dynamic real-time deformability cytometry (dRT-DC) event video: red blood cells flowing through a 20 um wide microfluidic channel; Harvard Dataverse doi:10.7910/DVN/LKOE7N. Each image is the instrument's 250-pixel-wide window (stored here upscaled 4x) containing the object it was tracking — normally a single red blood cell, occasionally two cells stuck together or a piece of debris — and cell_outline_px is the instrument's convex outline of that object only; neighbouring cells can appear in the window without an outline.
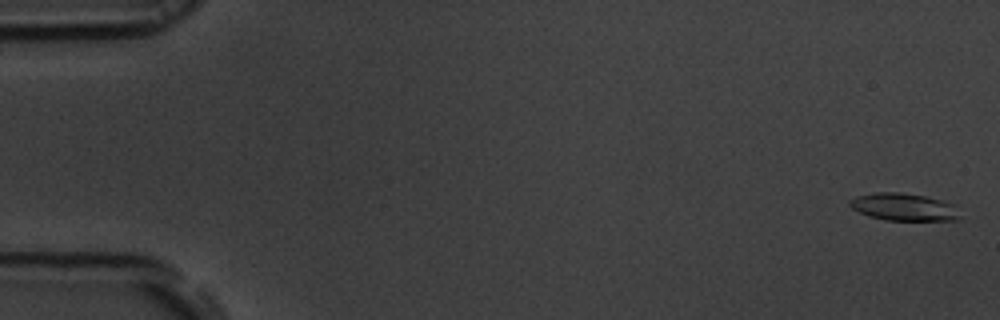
{"species": "common noctule bat (a hibernating species)", "species_latin": "Nyctalus noctula", "temperature_condition": "room temperature", "stored_images_in_passage": 54, "camera_frame_rate_fps": 3000, "um_per_image_px": 0.085, "animal": {"sex": "male", "body_mass_g": 19.5, "forearm_length_mm": 54.6}, "frame": {"image": 1, "passage_image": 1, "time_ms": 0.0, "image_size_px": [1000, 320], "cell_outline_px": [[960, 220], [884, 220], [868, 216], [852, 208], [848, 204], [848, 200], [856, 196], [876, 192], [900, 192], [924, 196], [956, 204], [960, 216]], "centroid_in_image_um": [76.83, 17.59], "position_along_channel_um": 8.2, "area_um2": 17.74}}
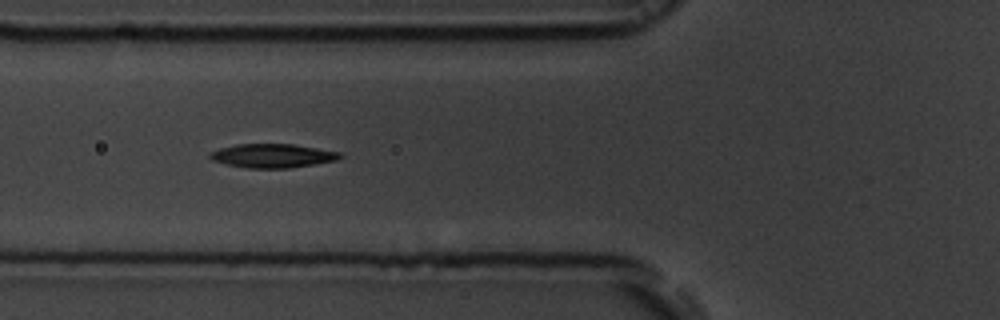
{"frame": {"image": 2, "passage_image": 20, "time_ms": 6.333, "image_size_px": [1000, 320], "cell_outline_px": [[344, 156], [336, 160], [316, 164], [288, 168], [248, 168], [228, 164], [212, 160], [208, 156], [208, 152], [220, 148], [236, 144], [292, 144], [340, 152]], "centroid_in_image_um": [23.15, 13.24], "position_along_channel_um": 102.6, "area_um2": 18.03}}
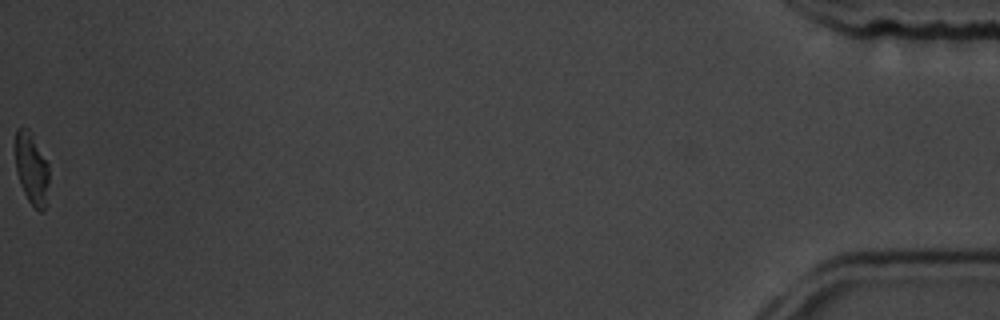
{"frame": {"image": 3, "passage_image": 54, "time_ms": 17.667, "image_size_px": [1000, 320], "cell_outline_px": [[48, 180], [44, 212], [40, 212], [28, 200], [20, 184], [16, 172], [16, 128], [28, 128], [32, 132], [48, 164]], "centroid_in_image_um": [2.68, 14.31], "position_along_channel_um": 432.5, "area_um2": 13.93}, "authors_computed_cell_mechanics": {"area_um2": 17.8024, "velocity_mm_per_s": 3.8053, "shape_relaxation_time_tau1_ms": 3.2216, "shape_relaxation_time_tau2_ms": 4.9347, "deformation_change_tau1": 0.1283, "deformation_change_tau2": 0.1244}}